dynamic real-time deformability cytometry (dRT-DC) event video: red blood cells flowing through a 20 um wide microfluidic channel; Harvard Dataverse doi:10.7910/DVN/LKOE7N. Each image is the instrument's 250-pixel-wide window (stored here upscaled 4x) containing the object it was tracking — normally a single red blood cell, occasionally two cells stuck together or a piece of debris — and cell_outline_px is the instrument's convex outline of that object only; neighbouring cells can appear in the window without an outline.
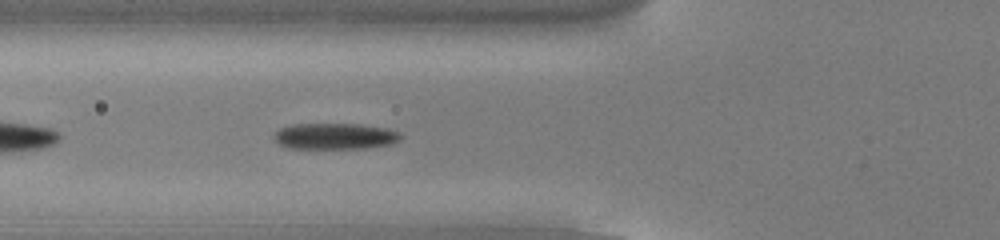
{"species": "common noctule bat (a hibernating species)", "species_latin": "Nyctalus noctula", "temperature_condition": "cold", "stored_images_in_passage": 24, "camera_frame_rate_fps": 3000, "um_per_image_px": 0.085, "animal": {"sex": "male", "body_mass_g": 13.0, "forearm_length_mm": 53.1}, "frame": {"image": 1, "passage_image": 5, "time_ms": 1.333, "image_size_px": [1000, 240], "cell_outline_px": [[404, 136], [400, 140], [392, 144], [364, 148], [288, 148], [280, 144], [272, 136], [280, 128], [292, 124], [360, 124], [388, 128], [400, 132]], "centroid_in_image_um": [28.52, 11.57], "position_along_channel_um": 97.3, "area_um2": 19.42}}
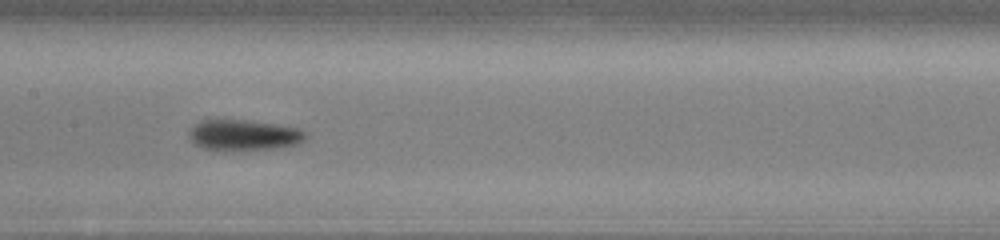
{"frame": {"image": 2, "passage_image": 12, "time_ms": 3.667, "image_size_px": [1000, 240], "cell_outline_px": [[308, 136], [304, 140], [296, 144], [280, 148], [224, 152], [220, 152], [200, 148], [188, 136], [188, 132], [200, 120], [248, 120], [276, 124], [300, 128]], "centroid_in_image_um": [20.71, 11.51], "position_along_channel_um": 186.7, "area_um2": 21.44}}
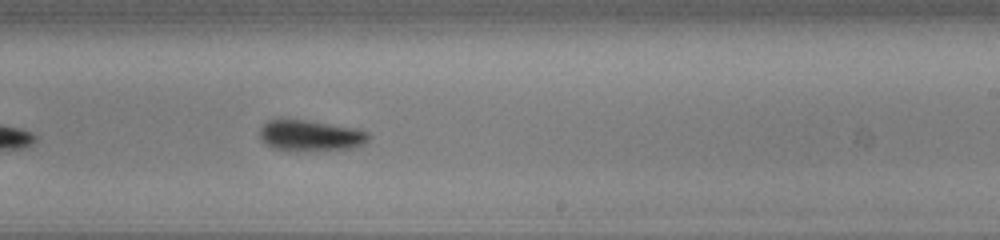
{"frame": {"image": 3, "passage_image": 18, "time_ms": 5.667, "image_size_px": [1000, 240], "cell_outline_px": [[372, 136], [364, 144], [352, 148], [272, 148], [260, 140], [260, 128], [268, 120], [280, 116], [360, 128], [368, 132]], "centroid_in_image_um": [26.38, 11.43], "position_along_channel_um": 262.6, "area_um2": 19.48}}